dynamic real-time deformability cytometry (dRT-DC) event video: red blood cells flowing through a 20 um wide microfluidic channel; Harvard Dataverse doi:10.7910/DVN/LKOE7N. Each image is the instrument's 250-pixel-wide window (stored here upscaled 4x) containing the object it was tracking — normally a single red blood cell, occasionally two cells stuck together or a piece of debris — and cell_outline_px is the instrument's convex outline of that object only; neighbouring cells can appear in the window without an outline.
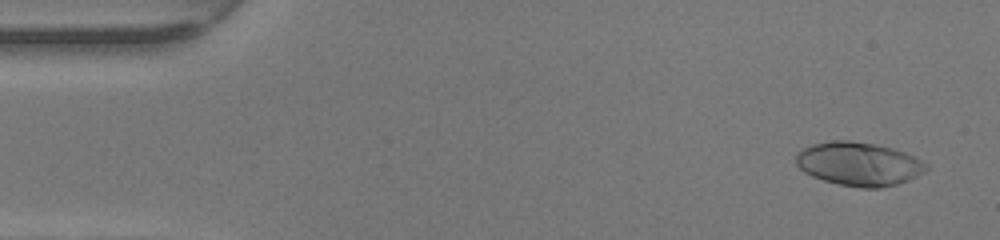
{"species": "human", "species_latin": "Homo sapiens", "temperature_condition": "warm", "stored_images_in_passage": 48, "camera_frame_rate_fps": 3000, "um_per_image_px": 0.085, "donor": {"sex": "female"}, "frame": {"image": 1, "passage_image": 3, "time_ms": 0.667, "image_size_px": [1000, 240], "cell_outline_px": [[928, 168], [924, 172], [908, 180], [896, 184], [880, 188], [860, 188], [840, 184], [824, 180], [812, 176], [804, 172], [796, 164], [796, 156], [804, 148], [812, 144], [832, 140], [848, 140], [872, 144], [892, 148], [904, 152], [928, 164]], "centroid_in_image_um": [73.0, 13.94], "position_along_channel_um": 12.0, "area_um2": 32.77}}
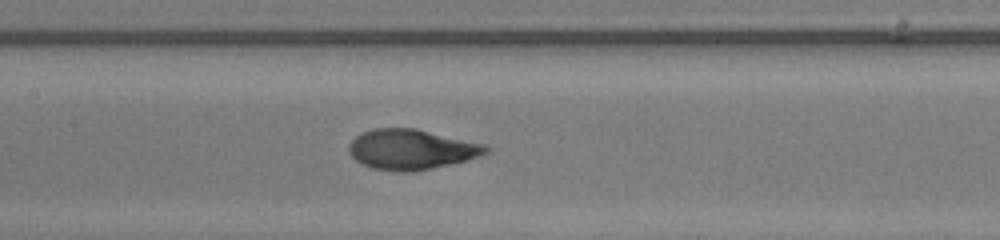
{"frame": {"image": 2, "passage_image": 23, "time_ms": 7.333, "image_size_px": [1000, 240], "cell_outline_px": [[492, 148], [488, 152], [480, 156], [468, 160], [432, 168], [404, 172], [372, 168], [360, 164], [348, 152], [348, 144], [360, 132], [372, 128], [416, 128], [488, 144]], "centroid_in_image_um": [34.99, 12.68], "position_along_channel_um": 172.4, "area_um2": 32.48}}
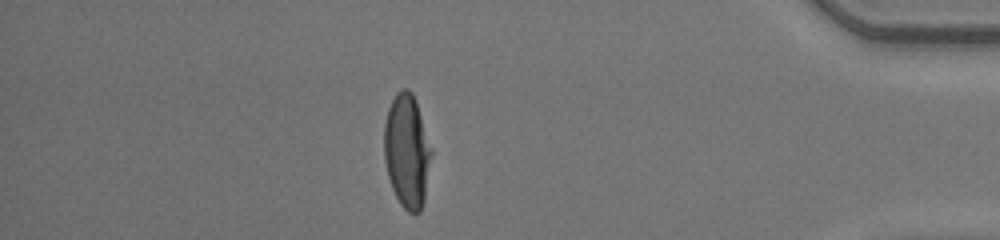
{"frame": {"image": 3, "passage_image": 42, "time_ms": 13.667, "image_size_px": [1000, 240], "cell_outline_px": [[432, 152], [424, 200], [420, 212], [408, 212], [400, 204], [392, 188], [388, 176], [384, 160], [384, 124], [388, 108], [396, 92], [400, 88], [408, 88], [412, 92], [432, 148]], "centroid_in_image_um": [34.58, 12.82], "position_along_channel_um": 400.6, "area_um2": 31.21}, "authors_computed_cell_mechanics": {"area_um2": 32.0212, "velocity_mm_per_s": 4.2964, "shape_relaxation_time_tau1_ms": 6.6833, "shape_relaxation_time_tau2_ms": null, "deformation_change_tau1": 0.3311, "deformation_change_tau2": null}}